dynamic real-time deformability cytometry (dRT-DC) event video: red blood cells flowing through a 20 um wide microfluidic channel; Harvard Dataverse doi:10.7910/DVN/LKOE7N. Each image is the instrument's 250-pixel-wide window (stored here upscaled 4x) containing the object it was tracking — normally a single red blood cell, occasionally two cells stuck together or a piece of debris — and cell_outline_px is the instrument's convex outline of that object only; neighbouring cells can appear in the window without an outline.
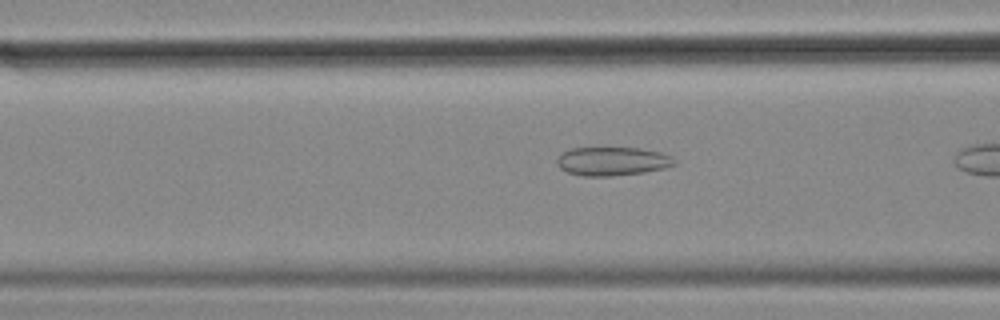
{"species": "common noctule bat (a hibernating species)", "species_latin": "Nyctalus noctula", "temperature_condition": "cold", "stored_images_in_passage": 11, "camera_frame_rate_fps": 3000, "um_per_image_px": 0.085, "animal": {"sex": "female", "body_mass_g": 18.4}, "frame": {"image": 1, "passage_image": 8, "time_ms": 2.333, "image_size_px": [1000, 320], "cell_outline_px": [[676, 164], [664, 168], [644, 172], [608, 176], [584, 176], [568, 172], [560, 168], [556, 164], [556, 160], [568, 148], [640, 148], [660, 152], [672, 156], [676, 160]], "centroid_in_image_um": [52.06, 13.7], "position_along_channel_um": 114.5, "area_um2": 19.54}}